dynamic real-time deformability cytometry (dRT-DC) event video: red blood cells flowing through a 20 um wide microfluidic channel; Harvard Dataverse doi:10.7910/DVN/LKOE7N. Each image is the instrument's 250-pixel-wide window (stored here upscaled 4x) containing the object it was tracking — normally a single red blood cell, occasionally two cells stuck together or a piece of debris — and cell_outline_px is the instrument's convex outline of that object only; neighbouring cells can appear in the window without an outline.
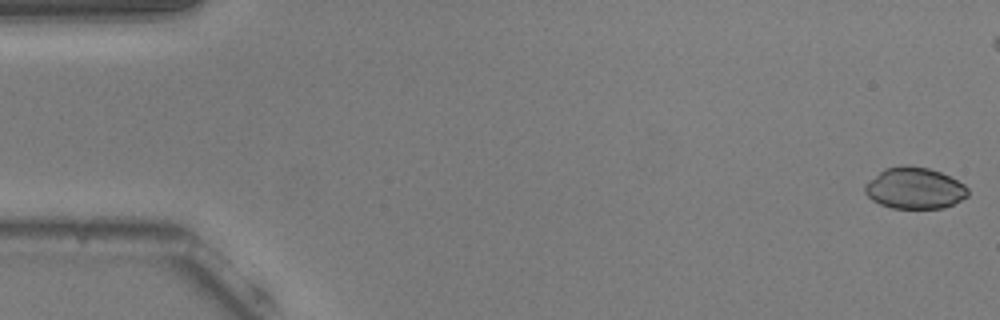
{"species": "common noctule bat (a hibernating species)", "species_latin": "Nyctalus noctula", "temperature_condition": "warm", "stored_images_in_passage": 47, "camera_frame_rate_fps": 3000, "um_per_image_px": 0.085, "animal": {"sex": "male", "body_mass_g": 20.5, "forearm_length_mm": 52.5}, "frame": {"image": 1, "passage_image": 1, "time_ms": 0.0, "image_size_px": [1000, 320], "cell_outline_px": [[968, 196], [944, 208], [892, 208], [880, 204], [872, 200], [864, 192], [864, 184], [884, 168], [908, 164], [928, 168], [940, 172], [964, 184], [968, 188]], "centroid_in_image_um": [77.72, 15.99], "position_along_channel_um": 7.3, "area_um2": 24.85}}
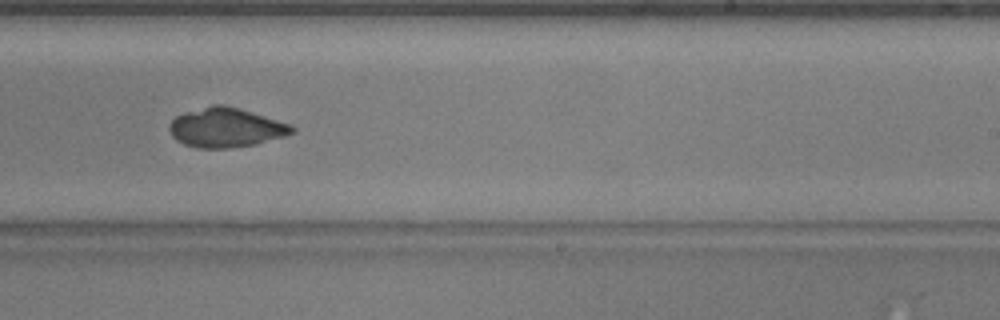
{"frame": {"image": 2, "passage_image": 33, "time_ms": 10.667, "image_size_px": [1000, 320], "cell_outline_px": [[296, 132], [284, 136], [256, 144], [228, 148], [196, 148], [184, 144], [176, 140], [172, 136], [168, 128], [168, 124], [176, 116], [184, 112], [212, 104], [224, 104], [240, 108], [292, 124], [296, 128]], "centroid_in_image_um": [19.2, 10.83], "position_along_channel_um": 269.8, "area_um2": 28.5}}
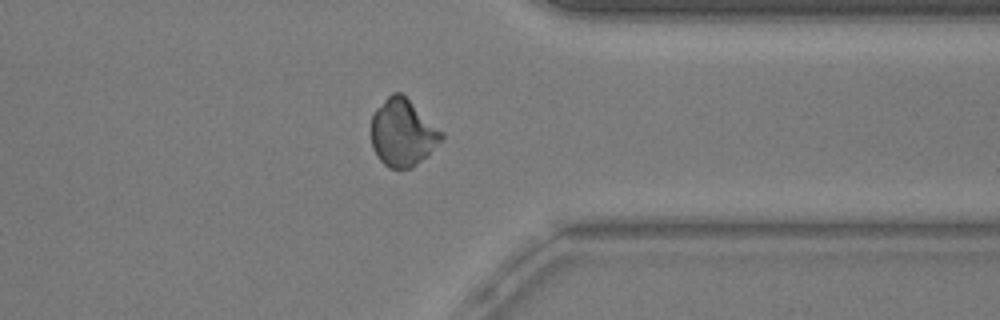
{"frame": {"image": 3, "passage_image": 42, "time_ms": 13.667, "image_size_px": [1000, 320], "cell_outline_px": [[444, 136], [412, 168], [388, 168], [376, 156], [372, 148], [372, 112], [392, 92], [400, 92], [444, 132]], "centroid_in_image_um": [34.19, 11.27], "position_along_channel_um": 377.2, "area_um2": 27.05}}